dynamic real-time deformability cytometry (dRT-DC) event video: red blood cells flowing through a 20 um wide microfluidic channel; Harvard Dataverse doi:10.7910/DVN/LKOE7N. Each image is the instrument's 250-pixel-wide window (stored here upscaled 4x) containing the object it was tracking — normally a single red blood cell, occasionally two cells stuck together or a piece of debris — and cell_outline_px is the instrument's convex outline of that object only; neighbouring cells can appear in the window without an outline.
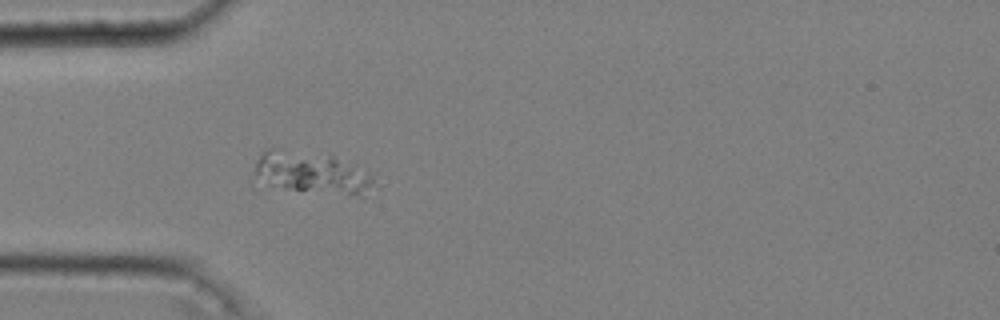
{"species": "common noctule bat (a hibernating species)", "species_latin": "Nyctalus noctula", "temperature_condition": "cold", "stored_images_in_passage": 52, "camera_frame_rate_fps": 3000, "um_per_image_px": 0.085, "animal": {"sex": "male", "body_mass_g": 20.4}, "frame": {"image": 1, "passage_image": 15, "time_ms": 4.667, "image_size_px": [1000, 320], "cell_outline_px": [[372, 184], [360, 196], [284, 188], [268, 184], [256, 172], [256, 160], [268, 148], [272, 148], [332, 156], [368, 172], [372, 176]], "centroid_in_image_um": [26.49, 14.67], "position_along_channel_um": 58.5, "area_um2": 27.63}}
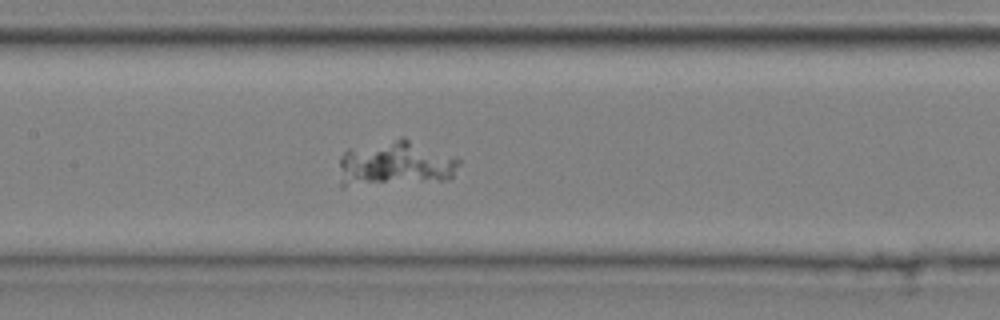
{"frame": {"image": 2, "passage_image": 25, "time_ms": 8.0, "image_size_px": [1000, 320], "cell_outline_px": [[460, 164], [452, 176], [448, 180], [340, 188], [340, 156], [348, 148], [400, 136], [404, 136], [456, 156], [460, 160]], "centroid_in_image_um": [33.58, 13.9], "position_along_channel_um": 173.8, "area_um2": 33.06}}
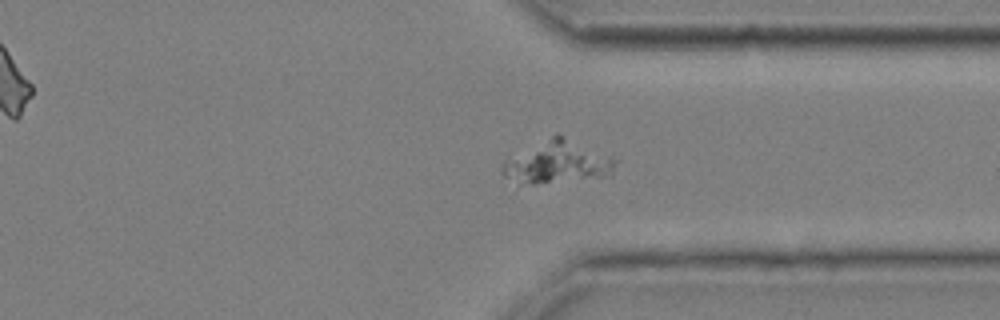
{"frame": {"image": 3, "passage_image": 41, "time_ms": 13.333, "image_size_px": [1000, 320], "cell_outline_px": [[620, 160], [612, 176], [536, 184], [520, 184], [504, 176], [500, 172], [500, 168], [504, 160], [556, 132]], "centroid_in_image_um": [47.41, 13.79], "position_along_channel_um": 364.0, "area_um2": 28.55}}